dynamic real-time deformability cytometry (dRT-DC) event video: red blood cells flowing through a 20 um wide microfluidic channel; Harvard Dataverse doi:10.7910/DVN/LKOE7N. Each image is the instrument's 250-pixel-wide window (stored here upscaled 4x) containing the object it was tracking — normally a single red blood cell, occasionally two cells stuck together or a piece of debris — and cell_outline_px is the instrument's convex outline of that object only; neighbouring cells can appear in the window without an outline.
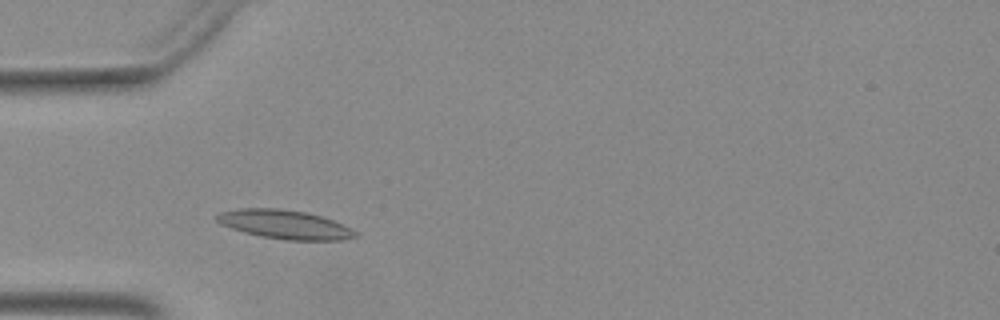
{"species": "Egyptian fruit bat (a non-hibernating species)", "species_latin": "Rousettus aegyptiacus", "temperature_condition": "warm", "stored_images_in_passage": 6, "camera_frame_rate_fps": 3000, "um_per_image_px": 0.085, "animal": {"sex": "female"}, "frame": {"image": 1, "passage_image": 3, "time_ms": 0.667, "image_size_px": [1000, 320], "cell_outline_px": [[360, 236], [344, 240], [284, 240], [260, 236], [244, 232], [220, 224], [212, 216], [220, 212], [240, 208], [280, 208], [304, 212], [320, 216], [332, 220], [356, 232]], "centroid_in_image_um": [24.15, 19.08], "position_along_channel_um": 60.9, "area_um2": 23.29}}